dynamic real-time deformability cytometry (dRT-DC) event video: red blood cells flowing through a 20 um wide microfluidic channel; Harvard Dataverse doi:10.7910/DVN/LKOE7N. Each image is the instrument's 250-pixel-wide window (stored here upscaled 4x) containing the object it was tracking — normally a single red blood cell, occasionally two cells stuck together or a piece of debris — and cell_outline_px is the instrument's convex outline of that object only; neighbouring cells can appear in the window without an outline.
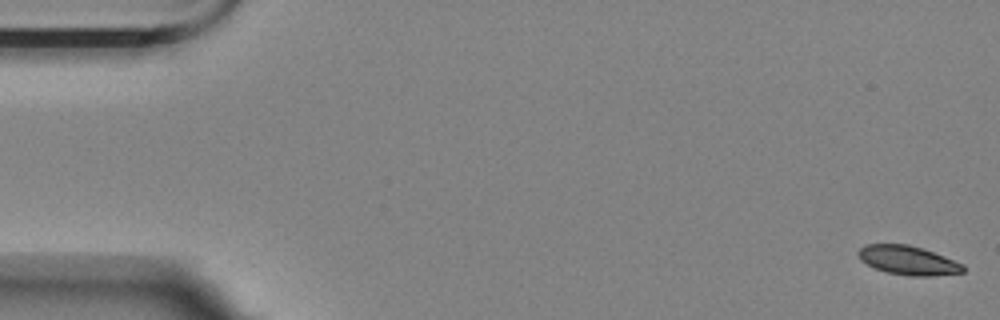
{"species": "Egyptian fruit bat (a non-hibernating species)", "species_latin": "Rousettus aegyptiacus", "temperature_condition": "room temperature", "stored_images_in_passage": 57, "camera_frame_rate_fps": 3000, "um_per_image_px": 0.085, "animal": {"sex": "female"}, "frame": {"image": 1, "passage_image": 1, "time_ms": 0.0, "image_size_px": [1000, 320], "cell_outline_px": [[964, 272], [932, 276], [908, 276], [888, 272], [876, 268], [860, 260], [856, 252], [864, 244], [908, 244], [944, 256], [964, 264]], "centroid_in_image_um": [77.17, 22.13], "position_along_channel_um": 7.8, "area_um2": 17.63}}
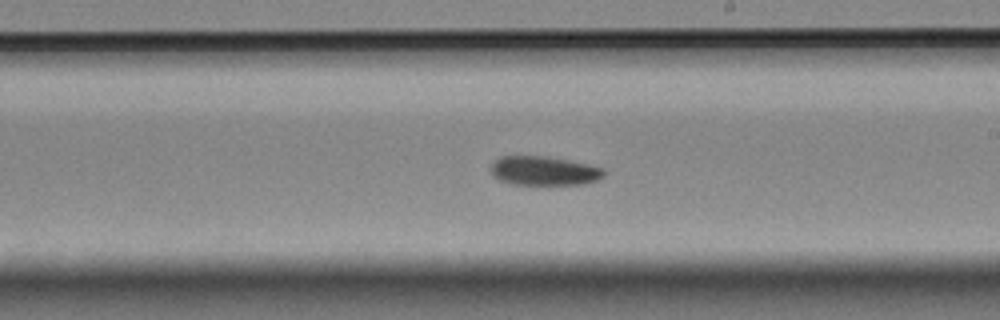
{"frame": {"image": 2, "passage_image": 33, "time_ms": 10.667, "image_size_px": [1000, 320], "cell_outline_px": [[608, 172], [604, 176], [596, 180], [584, 184], [512, 184], [500, 180], [492, 176], [492, 164], [500, 156], [544, 156], [568, 160], [588, 164], [604, 168]], "centroid_in_image_um": [46.28, 14.52], "position_along_channel_um": 242.7, "area_um2": 19.13}}
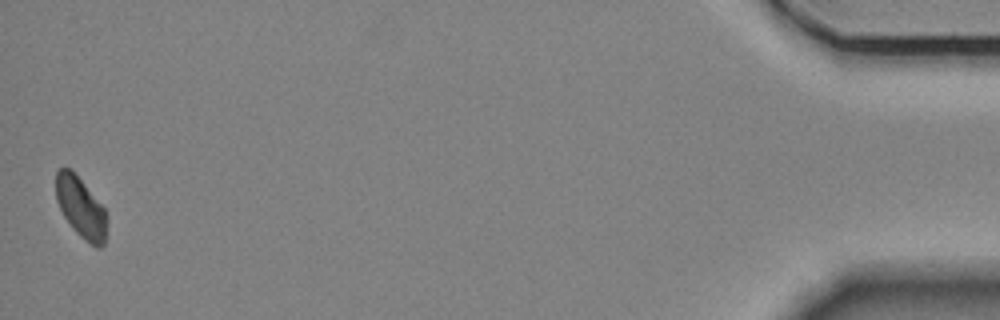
{"frame": {"image": 3, "passage_image": 57, "time_ms": 18.667, "image_size_px": [1000, 320], "cell_outline_px": [[108, 220], [104, 244], [100, 248], [96, 248], [84, 240], [72, 228], [64, 216], [56, 200], [56, 172], [60, 168], [68, 168], [84, 184], [104, 208], [108, 216]], "centroid_in_image_um": [6.89, 17.7], "position_along_channel_um": 428.3, "area_um2": 17.86}, "authors_computed_cell_mechanics": {"area_um2": 18.9006, "velocity_mm_per_s": 3.4632, "shape_relaxation_time_tau1_ms": 7.8327, "shape_relaxation_time_tau2_ms": null, "deformation_change_tau1": 0.1445, "deformation_change_tau2": null}}